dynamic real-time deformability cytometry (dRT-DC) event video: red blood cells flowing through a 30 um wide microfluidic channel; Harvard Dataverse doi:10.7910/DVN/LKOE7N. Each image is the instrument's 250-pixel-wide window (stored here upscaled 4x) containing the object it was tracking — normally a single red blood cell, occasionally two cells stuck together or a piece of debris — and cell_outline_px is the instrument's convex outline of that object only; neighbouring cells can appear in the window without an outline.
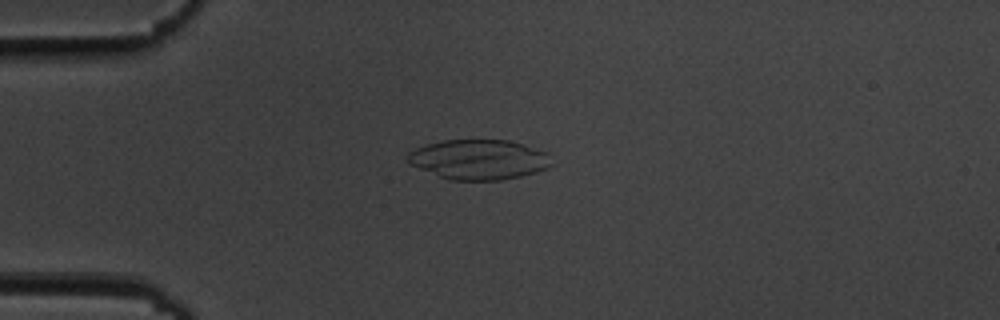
{"species": "common noctule bat (a hibernating species)", "species_latin": "Nyctalus noctula", "temperature_condition": "cold", "stored_images_in_passage": 48, "camera_frame_rate_fps": 3000, "um_per_image_px": 0.085, "animal": {"sex": "male", "body_mass_g": 19.5, "forearm_length_mm": 54.6}, "frame": {"image": 1, "passage_image": 8, "time_ms": 2.333, "image_size_px": [1000, 320], "cell_outline_px": [[552, 164], [548, 168], [536, 172], [520, 176], [500, 180], [452, 180], [440, 176], [408, 164], [408, 152], [416, 148], [428, 144], [444, 140], [508, 140], [548, 152]], "centroid_in_image_um": [40.71, 13.56], "position_along_channel_um": 44.3, "area_um2": 33.29}}
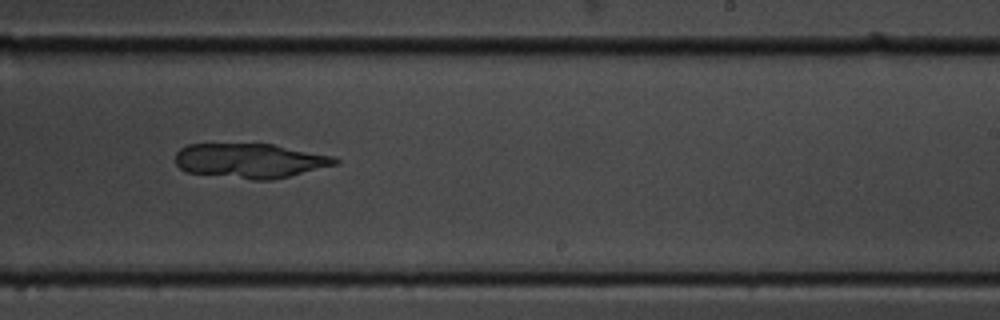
{"frame": {"image": 2, "passage_image": 28, "time_ms": 9.0, "image_size_px": [1000, 320], "cell_outline_px": [[340, 160], [336, 164], [272, 180], [252, 180], [188, 172], [180, 168], [176, 164], [176, 152], [180, 148], [188, 144], [272, 144], [332, 156]], "centroid_in_image_um": [21.22, 13.66], "position_along_channel_um": 267.8, "area_um2": 31.91}}